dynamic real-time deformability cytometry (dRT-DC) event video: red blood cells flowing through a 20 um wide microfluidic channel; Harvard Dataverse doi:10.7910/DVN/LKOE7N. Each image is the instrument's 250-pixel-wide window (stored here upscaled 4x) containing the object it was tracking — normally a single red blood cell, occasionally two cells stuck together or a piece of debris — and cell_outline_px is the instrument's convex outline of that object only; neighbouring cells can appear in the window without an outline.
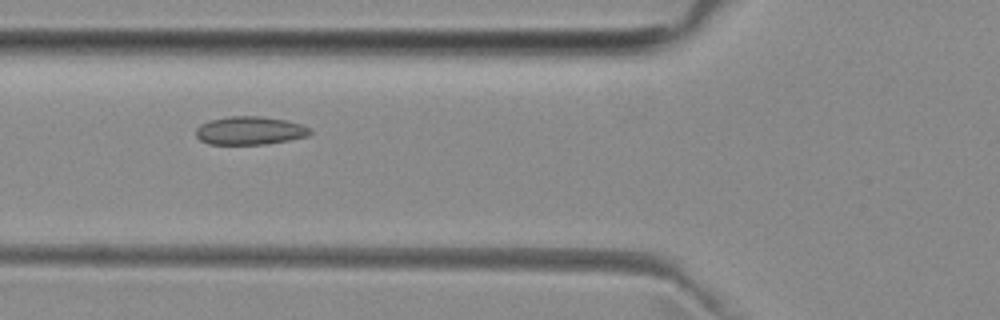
{"species": "common noctule bat (a hibernating species)", "species_latin": "Nyctalus noctula", "temperature_condition": "room temperature", "stored_images_in_passage": 7, "camera_frame_rate_fps": 3000, "um_per_image_px": 0.085, "animal": {"sex": "female", "body_mass_g": 29.2, "forearm_length_mm": 56.3}, "frame": {"image": 1, "passage_image": 5, "time_ms": 5.333, "image_size_px": [1000, 320], "cell_outline_px": [[312, 132], [308, 136], [288, 140], [264, 144], [208, 144], [200, 140], [196, 136], [196, 128], [200, 124], [208, 120], [232, 116], [260, 116], [288, 120], [312, 128]], "centroid_in_image_um": [21.24, 11.09], "position_along_channel_um": 104.6, "area_um2": 18.9}}
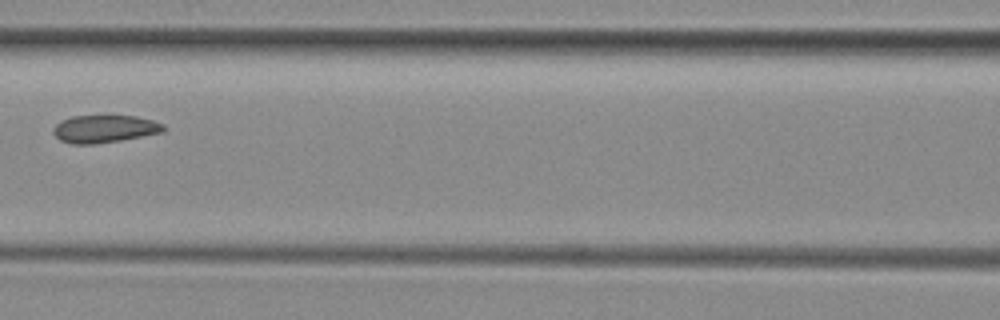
{"frame": {"image": 2, "passage_image": 6, "time_ms": 6.667, "image_size_px": [1000, 320], "cell_outline_px": [[164, 132], [120, 140], [96, 144], [72, 144], [60, 140], [52, 132], [52, 128], [60, 120], [72, 116], [136, 116], [152, 120], [164, 124]], "centroid_in_image_um": [8.85, 10.95], "position_along_channel_um": 157.7, "area_um2": 17.74}}
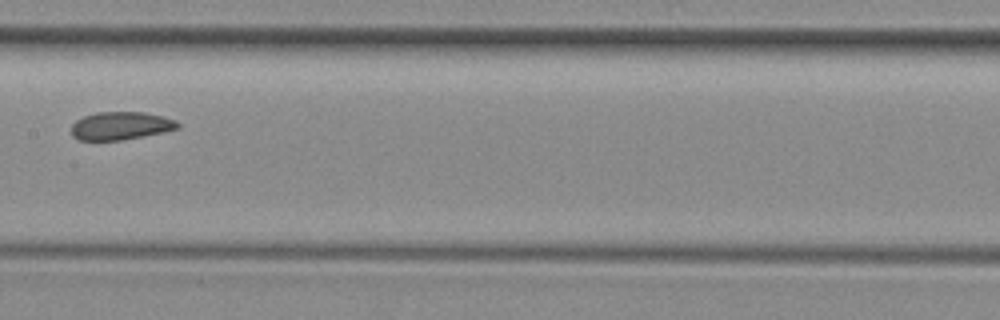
{"frame": {"image": 3, "passage_image": 7, "time_ms": 7.667, "image_size_px": [1000, 320], "cell_outline_px": [[180, 128], [144, 136], [120, 140], [80, 140], [72, 136], [72, 124], [76, 120], [84, 116], [96, 112], [144, 112], [176, 120], [180, 124]], "centroid_in_image_um": [10.26, 10.69], "position_along_channel_um": 197.1, "area_um2": 17.28}}